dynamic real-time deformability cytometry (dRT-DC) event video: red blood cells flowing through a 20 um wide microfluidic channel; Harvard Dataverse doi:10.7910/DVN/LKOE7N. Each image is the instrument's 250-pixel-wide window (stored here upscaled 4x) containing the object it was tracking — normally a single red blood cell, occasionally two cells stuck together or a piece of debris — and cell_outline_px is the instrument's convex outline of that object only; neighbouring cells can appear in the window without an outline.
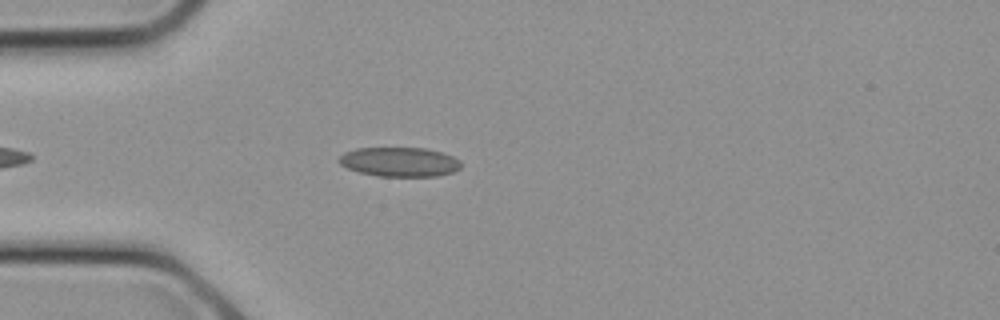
{"species": "common noctule bat (a hibernating species)", "species_latin": "Nyctalus noctula", "temperature_condition": "cold", "stored_images_in_passage": 10, "camera_frame_rate_fps": 3000, "um_per_image_px": 0.085, "animal": {"sex": "female", "body_mass_g": 21.9}, "frame": {"image": 1, "passage_image": 3, "time_ms": 0.667, "image_size_px": [1000, 320], "cell_outline_px": [[460, 168], [452, 172], [436, 176], [380, 176], [360, 172], [348, 168], [340, 164], [336, 160], [344, 152], [356, 148], [424, 148], [440, 152], [452, 156], [460, 160]], "centroid_in_image_um": [33.93, 13.76], "position_along_channel_um": 51.1, "area_um2": 20.75}}
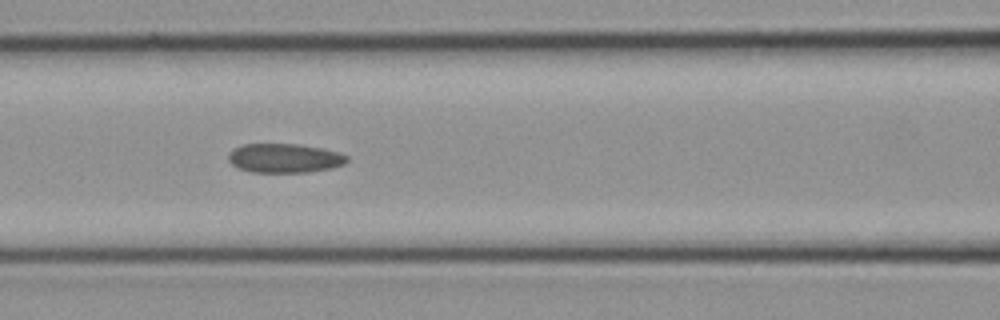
{"frame": {"image": 2, "passage_image": 7, "time_ms": 2.0, "image_size_px": [1000, 320], "cell_outline_px": [[348, 160], [344, 164], [332, 168], [308, 172], [252, 172], [240, 168], [232, 164], [228, 160], [228, 152], [232, 148], [244, 144], [300, 144], [340, 152], [348, 156]], "centroid_in_image_um": [24.18, 13.43], "position_along_channel_um": 142.4, "area_um2": 20.23}}
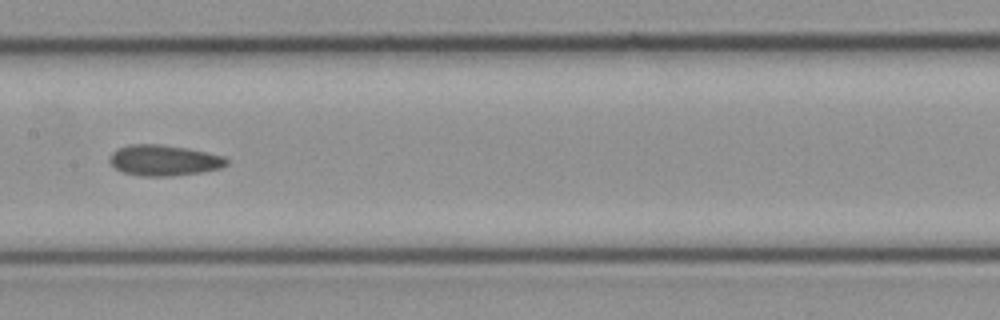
{"frame": {"image": 3, "passage_image": 9, "time_ms": 2.667, "image_size_px": [1000, 320], "cell_outline_px": [[228, 164], [220, 168], [200, 172], [172, 176], [140, 176], [124, 172], [116, 168], [108, 160], [108, 156], [116, 148], [132, 144], [160, 144], [188, 148], [224, 156], [228, 160]], "centroid_in_image_um": [13.92, 13.62], "position_along_channel_um": 193.5, "area_um2": 21.04}}